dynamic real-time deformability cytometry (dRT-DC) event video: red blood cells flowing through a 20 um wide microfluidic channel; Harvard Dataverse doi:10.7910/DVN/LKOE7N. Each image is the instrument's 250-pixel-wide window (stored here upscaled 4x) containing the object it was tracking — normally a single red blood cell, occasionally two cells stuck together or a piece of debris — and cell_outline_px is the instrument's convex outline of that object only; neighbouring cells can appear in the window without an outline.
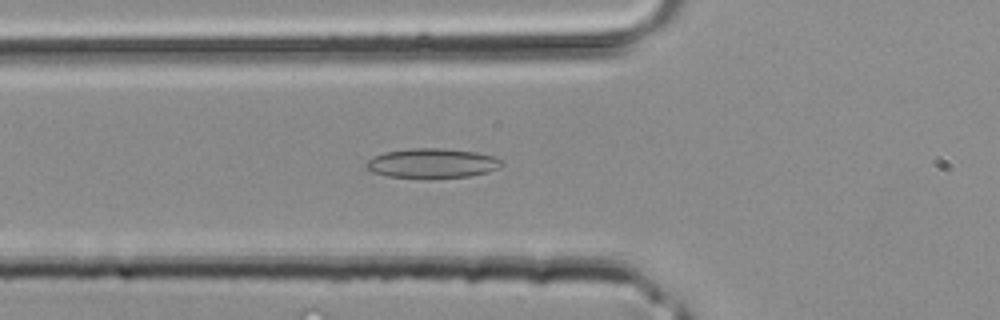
{"species": "common noctule bat (a hibernating species)", "species_latin": "Nyctalus noctula", "temperature_condition": "room temperature", "stored_images_in_passage": 29, "segment_of_instrument_passage": [1, 2], "camera_frame_rate_fps": 3000, "um_per_image_px": 0.085, "animal": {"sex": "male", "body_mass_g": 20.4}, "frame": {"image": 1, "passage_image": 3, "time_ms": 0.667, "image_size_px": [1000, 320], "cell_outline_px": [[504, 164], [500, 168], [488, 172], [468, 176], [388, 176], [372, 172], [364, 168], [364, 164], [372, 156], [384, 152], [412, 148], [444, 148], [476, 152], [496, 156], [504, 160]], "centroid_in_image_um": [36.76, 13.84], "position_along_channel_um": 89.0, "area_um2": 23.12}}
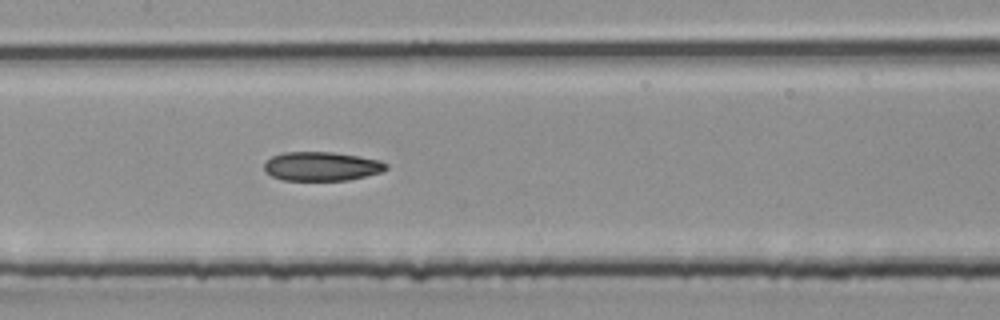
{"frame": {"image": 2, "passage_image": 8, "time_ms": 2.333, "image_size_px": [1000, 320], "cell_outline_px": [[388, 168], [380, 172], [348, 180], [284, 180], [272, 176], [264, 172], [264, 164], [272, 156], [284, 152], [332, 152], [360, 156], [380, 160], [388, 164]], "centroid_in_image_um": [27.33, 14.13], "position_along_channel_um": 180.1, "area_um2": 20.58}}
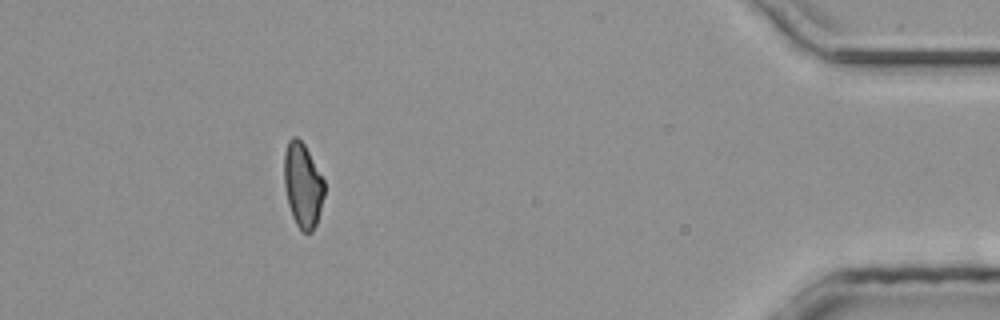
{"frame": {"image": 3, "passage_image": 24, "time_ms": 7.667, "image_size_px": [1000, 320], "cell_outline_px": [[324, 196], [316, 224], [312, 232], [300, 232], [292, 216], [288, 204], [284, 188], [284, 152], [288, 140], [292, 136], [296, 136], [304, 144], [324, 180]], "centroid_in_image_um": [25.71, 15.75], "position_along_channel_um": 409.5, "area_um2": 19.88}}